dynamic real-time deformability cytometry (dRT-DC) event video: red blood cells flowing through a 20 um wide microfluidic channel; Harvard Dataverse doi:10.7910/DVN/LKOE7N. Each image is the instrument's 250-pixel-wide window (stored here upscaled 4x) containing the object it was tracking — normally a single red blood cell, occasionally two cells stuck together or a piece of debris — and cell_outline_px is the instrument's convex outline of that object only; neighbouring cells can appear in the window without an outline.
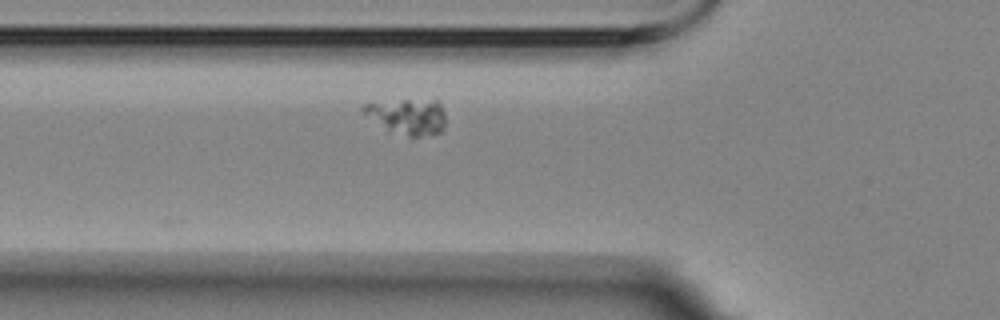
{"species": "Egyptian fruit bat (a non-hibernating species)", "species_latin": "Rousettus aegyptiacus", "temperature_condition": "room temperature", "stored_images_in_passage": 2, "camera_frame_rate_fps": 3000, "um_per_image_px": 0.085, "animal": {"sex": "female"}, "frame": {"image": 1, "passage_image": 2, "time_ms": 1.333, "image_size_px": [1000, 320], "cell_outline_px": [[444, 128], [440, 132], [420, 136], [408, 136], [388, 128], [360, 112], [360, 108], [364, 104], [404, 100], [440, 100], [444, 112]], "centroid_in_image_um": [34.68, 9.87], "position_along_channel_um": 91.1, "area_um2": 16.65}}